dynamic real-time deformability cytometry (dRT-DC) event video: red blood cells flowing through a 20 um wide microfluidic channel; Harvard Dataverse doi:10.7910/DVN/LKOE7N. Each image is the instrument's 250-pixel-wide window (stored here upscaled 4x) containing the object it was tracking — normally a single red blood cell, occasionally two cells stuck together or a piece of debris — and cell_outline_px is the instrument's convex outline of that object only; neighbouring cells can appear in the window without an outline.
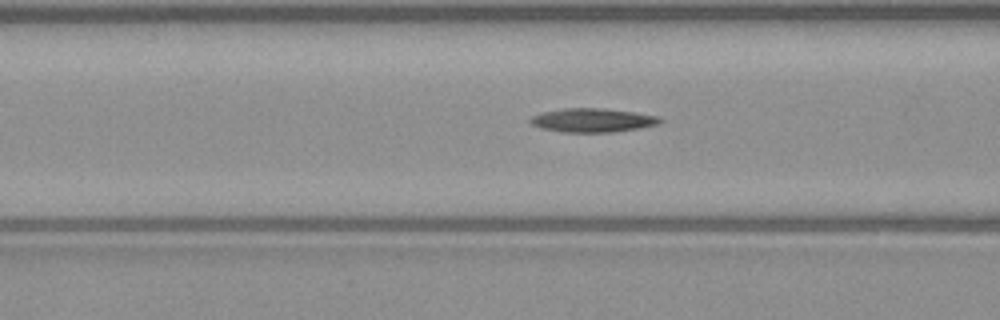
{"species": "common noctule bat (a hibernating species)", "species_latin": "Nyctalus noctula", "temperature_condition": "warm", "stored_images_in_passage": 50, "camera_frame_rate_fps": 3000, "um_per_image_px": 0.085, "animal": {"sex": "male", "body_mass_g": 23.1, "forearm_length_mm": 52.7}, "frame": {"image": 1, "passage_image": 19, "time_ms": 6.0, "image_size_px": [1000, 320], "cell_outline_px": [[664, 120], [660, 124], [640, 128], [612, 132], [564, 132], [540, 128], [532, 124], [528, 120], [532, 116], [544, 112], [564, 108], [600, 108], [636, 112], [656, 116]], "centroid_in_image_um": [50.39, 10.22], "position_along_channel_um": 116.2, "area_um2": 17.98}}
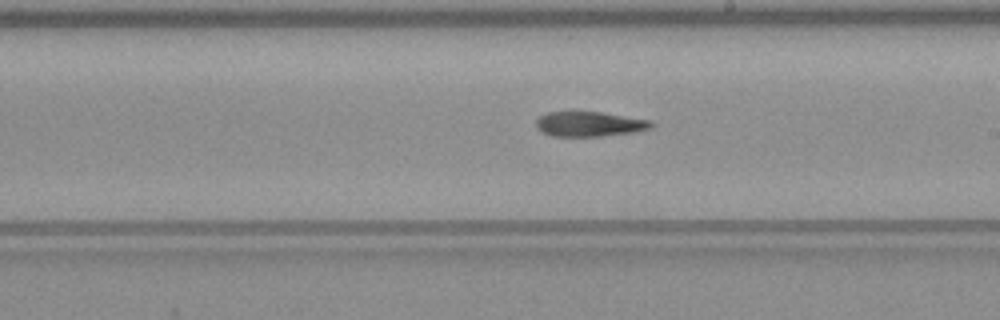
{"frame": {"image": 2, "passage_image": 28, "time_ms": 9.0, "image_size_px": [1000, 320], "cell_outline_px": [[652, 128], [632, 132], [600, 136], [552, 136], [544, 132], [536, 124], [536, 120], [540, 116], [548, 112], [600, 112], [652, 120]], "centroid_in_image_um": [50.13, 10.54], "position_along_channel_um": 238.9, "area_um2": 16.42}}
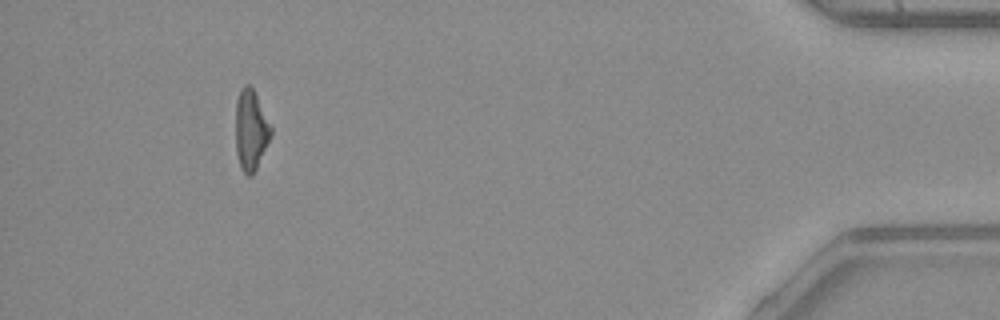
{"frame": {"image": 3, "passage_image": 46, "time_ms": 15.0, "image_size_px": [1000, 320], "cell_outline_px": [[272, 132], [256, 168], [252, 176], [248, 176], [240, 168], [236, 152], [236, 100], [240, 88], [244, 84], [248, 84], [252, 88], [272, 124]], "centroid_in_image_um": [21.31, 11.02], "position_along_channel_um": 413.9, "area_um2": 16.53}}